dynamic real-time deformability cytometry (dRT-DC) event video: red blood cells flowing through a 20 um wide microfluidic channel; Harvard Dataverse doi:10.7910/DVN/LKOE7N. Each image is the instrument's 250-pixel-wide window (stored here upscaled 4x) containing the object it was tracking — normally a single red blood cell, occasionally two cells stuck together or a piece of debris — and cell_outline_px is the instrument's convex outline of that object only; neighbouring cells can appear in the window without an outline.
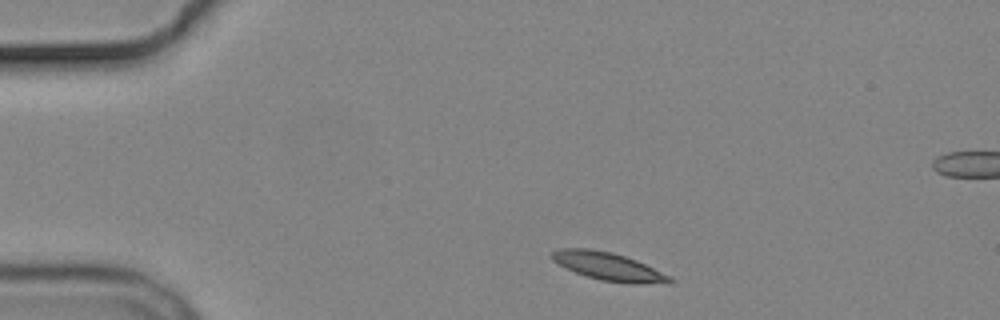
{"species": "common noctule bat (a hibernating species)", "species_latin": "Nyctalus noctula", "temperature_condition": "cold", "stored_images_in_passage": 8, "camera_frame_rate_fps": 3000, "um_per_image_px": 0.085, "animal": {"sex": "male", "body_mass_g": 19.2, "forearm_length_mm": 51.8}, "frame": {"image": 1, "passage_image": 1, "time_ms": 0.0, "image_size_px": [1000, 320], "cell_outline_px": [[676, 280], [672, 284], [632, 284], [600, 280], [576, 272], [552, 260], [552, 252], [560, 248], [592, 248], [612, 252], [636, 260]], "centroid_in_image_um": [51.76, 22.66], "position_along_channel_um": 33.2, "area_um2": 19.07}}
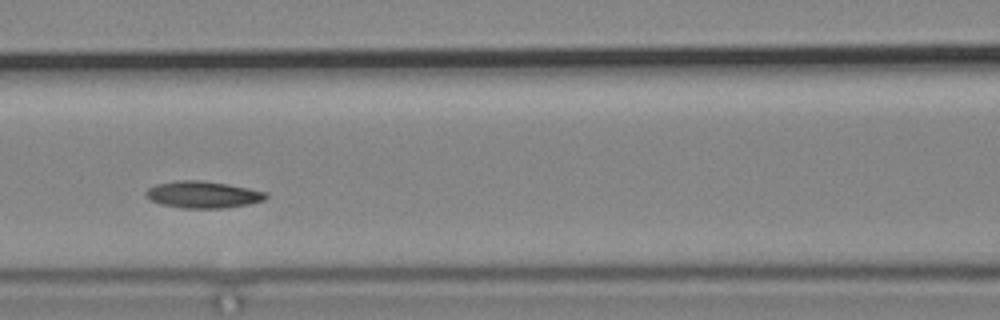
{"frame": {"image": 2, "passage_image": 5, "time_ms": 4.667, "image_size_px": [1000, 320], "cell_outline_px": [[268, 196], [264, 200], [248, 204], [224, 208], [180, 208], [160, 204], [152, 200], [144, 192], [148, 188], [156, 184], [176, 180], [200, 180], [228, 184], [268, 192]], "centroid_in_image_um": [17.26, 16.54], "position_along_channel_um": 149.3, "area_um2": 18.79}}
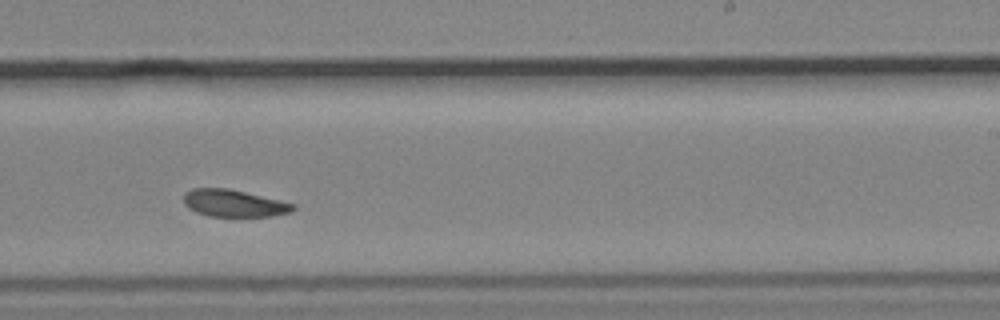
{"frame": {"image": 3, "passage_image": 8, "time_ms": 8.0, "image_size_px": [1000, 320], "cell_outline_px": [[296, 208], [292, 212], [272, 216], [208, 216], [196, 212], [188, 208], [184, 204], [184, 192], [192, 188], [228, 188], [280, 200], [296, 204]], "centroid_in_image_um": [19.88, 17.27], "position_along_channel_um": 269.1, "area_um2": 17.4}}